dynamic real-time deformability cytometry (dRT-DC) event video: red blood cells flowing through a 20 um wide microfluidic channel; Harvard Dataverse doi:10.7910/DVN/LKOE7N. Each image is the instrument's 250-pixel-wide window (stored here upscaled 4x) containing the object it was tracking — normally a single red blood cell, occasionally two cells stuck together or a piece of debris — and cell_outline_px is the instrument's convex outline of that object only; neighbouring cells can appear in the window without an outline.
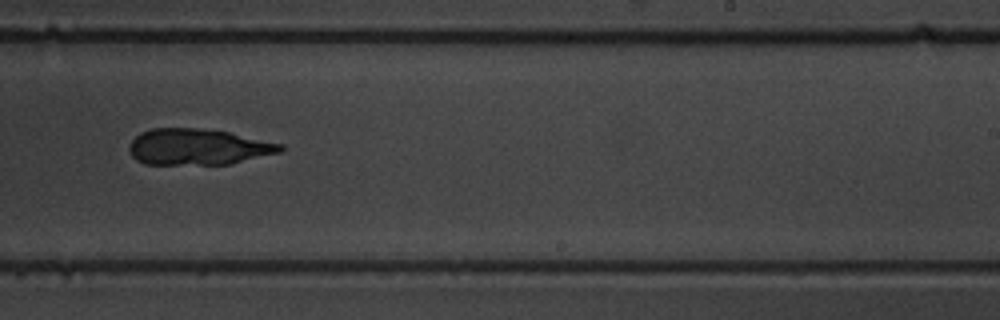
{"species": "common noctule bat (a hibernating species)", "species_latin": "Nyctalus noctula", "temperature_condition": "warm", "stored_images_in_passage": 10, "camera_frame_rate_fps": 3000, "um_per_image_px": 0.085, "animal": {"sex": "male", "body_mass_g": 19.5, "forearm_length_mm": 54.6}, "frame": {"image": 1, "passage_image": 9, "time_ms": 10.0, "image_size_px": [1000, 320], "cell_outline_px": [[284, 148], [280, 152], [228, 164], [144, 164], [136, 160], [132, 156], [128, 148], [132, 140], [140, 132], [152, 128], [196, 128], [228, 132], [284, 144]], "centroid_in_image_um": [16.8, 12.48], "position_along_channel_um": 272.2, "area_um2": 31.67}}
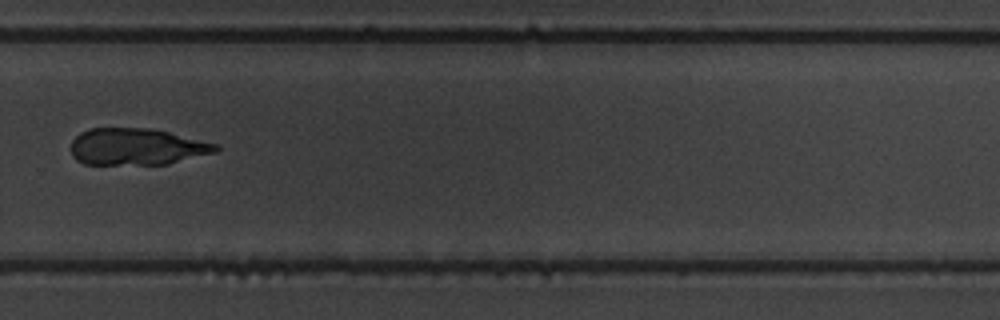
{"frame": {"image": 2, "passage_image": 10, "time_ms": 11.333, "image_size_px": [1000, 320], "cell_outline_px": [[220, 148], [216, 152], [168, 164], [84, 164], [76, 160], [72, 156], [72, 140], [80, 132], [88, 128], [152, 128], [220, 144]], "centroid_in_image_um": [11.64, 12.46], "position_along_channel_um": 318.2, "area_um2": 31.21}}